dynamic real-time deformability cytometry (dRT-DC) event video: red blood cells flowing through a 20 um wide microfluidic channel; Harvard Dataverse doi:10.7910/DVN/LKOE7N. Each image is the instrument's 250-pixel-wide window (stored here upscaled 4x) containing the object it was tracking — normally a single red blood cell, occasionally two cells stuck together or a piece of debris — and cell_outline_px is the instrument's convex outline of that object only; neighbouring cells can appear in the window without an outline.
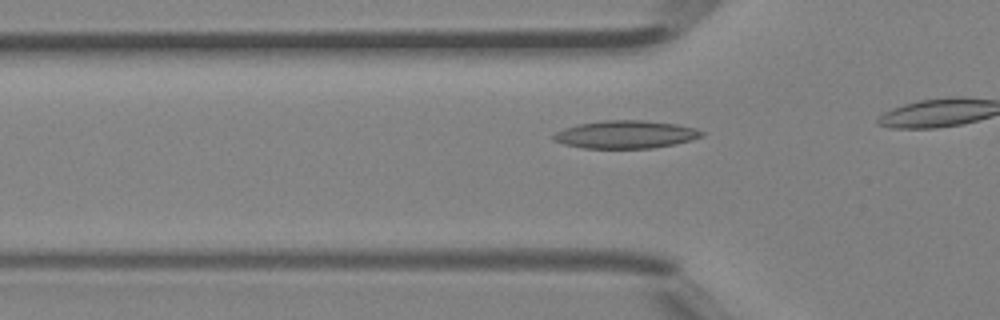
{"species": "Egyptian fruit bat (a non-hibernating species)", "species_latin": "Rousettus aegyptiacus", "temperature_condition": "room temperature", "stored_images_in_passage": 17, "camera_frame_rate_fps": 3000, "um_per_image_px": 0.085, "animal": {"sex": "female"}, "frame": {"image": 1, "passage_image": 12, "time_ms": 3.667, "image_size_px": [1000, 320], "cell_outline_px": [[704, 136], [692, 140], [676, 144], [652, 148], [584, 148], [564, 144], [552, 140], [552, 136], [556, 132], [564, 128], [576, 124], [604, 120], [644, 120], [676, 124], [696, 128], [704, 132]], "centroid_in_image_um": [53.19, 11.43], "position_along_channel_um": 72.6, "area_um2": 24.22}}
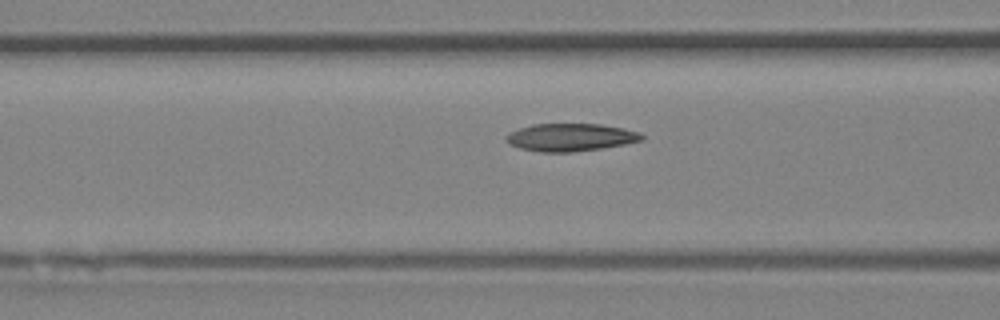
{"frame": {"image": 2, "passage_image": 15, "time_ms": 4.667, "image_size_px": [1000, 320], "cell_outline_px": [[644, 140], [624, 144], [600, 148], [572, 152], [540, 152], [520, 148], [508, 144], [504, 140], [504, 136], [508, 132], [532, 124], [600, 124], [624, 128], [640, 132], [644, 136]], "centroid_in_image_um": [48.46, 11.67], "position_along_channel_um": 118.1, "area_um2": 22.02}}